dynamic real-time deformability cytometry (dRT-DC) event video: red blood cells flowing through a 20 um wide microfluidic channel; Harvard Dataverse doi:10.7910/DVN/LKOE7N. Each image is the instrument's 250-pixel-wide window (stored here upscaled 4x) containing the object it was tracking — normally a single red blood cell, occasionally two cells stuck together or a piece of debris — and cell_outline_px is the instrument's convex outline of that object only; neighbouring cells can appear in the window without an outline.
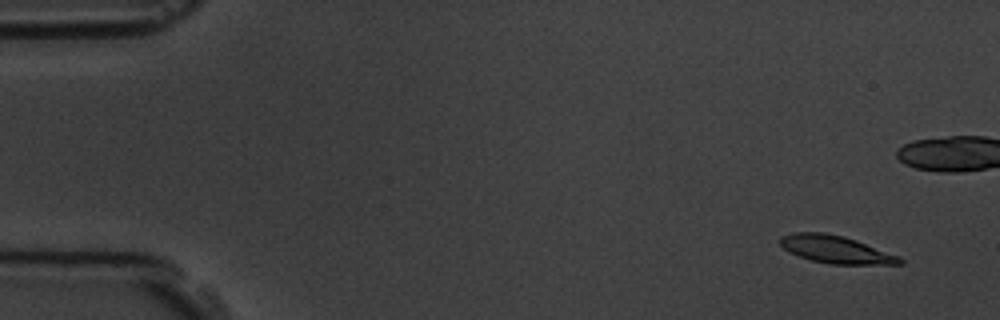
{"species": "common noctule bat (a hibernating species)", "species_latin": "Nyctalus noctula", "temperature_condition": "room temperature", "stored_images_in_passage": 58, "camera_frame_rate_fps": 3000, "um_per_image_px": 0.085, "animal": {"sex": "male", "body_mass_g": 19.5, "forearm_length_mm": 54.6}, "frame": {"image": 1, "passage_image": 4, "time_ms": 1.0, "image_size_px": [1000, 320], "cell_outline_px": [[904, 264], [832, 264], [812, 260], [788, 252], [780, 244], [780, 236], [792, 232], [824, 232], [844, 236], [856, 240], [900, 256], [904, 260]], "centroid_in_image_um": [71.05, 21.19], "position_along_channel_um": 14.0, "area_um2": 19.25}}
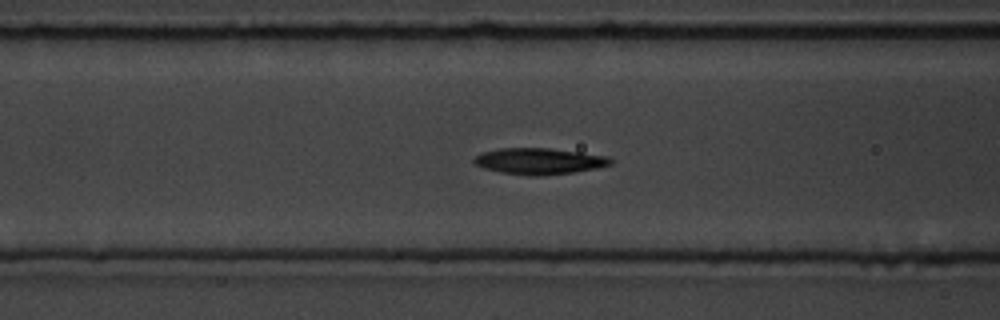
{"frame": {"image": 2, "passage_image": 23, "time_ms": 7.333, "image_size_px": [1000, 320], "cell_outline_px": [[612, 164], [596, 168], [572, 172], [540, 176], [532, 176], [500, 172], [484, 168], [476, 164], [472, 160], [476, 156], [484, 152], [500, 148], [548, 148], [580, 152], [608, 156], [612, 160]], "centroid_in_image_um": [45.84, 13.7], "position_along_channel_um": 120.8, "area_um2": 20.69}}
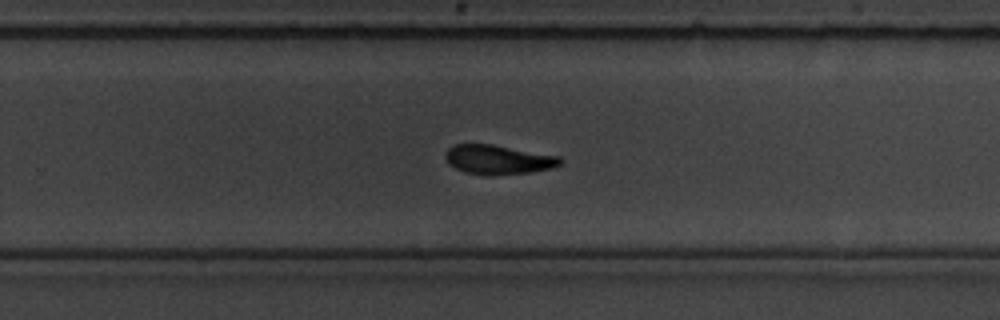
{"frame": {"image": 3, "passage_image": 37, "time_ms": 12.0, "image_size_px": [1000, 320], "cell_outline_px": [[564, 160], [560, 164], [552, 168], [528, 172], [492, 176], [488, 176], [464, 172], [448, 164], [444, 156], [448, 148], [452, 144], [492, 144], [560, 156]], "centroid_in_image_um": [42.32, 13.57], "position_along_channel_um": 287.5, "area_um2": 19.83}, "authors_computed_cell_mechanics": {"area_um2": 19.941, "velocity_mm_per_s": 3.587, "shape_relaxation_time_tau1_ms": 3.8293, "shape_relaxation_time_tau2_ms": 4.5687, "deformation_change_tau1": 0.163, "deformation_change_tau2": 0.1097}}